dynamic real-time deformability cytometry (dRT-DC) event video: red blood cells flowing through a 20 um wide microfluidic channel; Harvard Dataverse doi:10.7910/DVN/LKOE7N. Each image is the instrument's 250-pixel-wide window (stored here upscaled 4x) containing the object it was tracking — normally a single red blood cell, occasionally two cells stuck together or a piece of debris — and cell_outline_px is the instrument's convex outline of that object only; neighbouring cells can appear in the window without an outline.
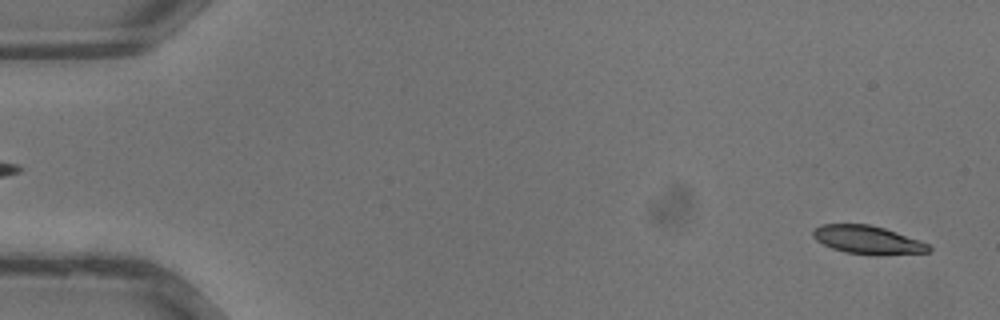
{"species": "common noctule bat (a hibernating species)", "species_latin": "Nyctalus noctula", "temperature_condition": "warm", "stored_images_in_passage": 35, "camera_frame_rate_fps": 3000, "um_per_image_px": 0.085, "animal": {"sex": "male", "body_mass_g": 13.3}, "frame": {"image": 1, "passage_image": 1, "time_ms": 0.0, "image_size_px": [1000, 320], "cell_outline_px": [[932, 248], [928, 252], [880, 256], [876, 256], [844, 252], [832, 248], [816, 240], [812, 236], [812, 228], [820, 224], [868, 224], [884, 228], [896, 232], [928, 244]], "centroid_in_image_um": [73.71, 20.4], "position_along_channel_um": 11.3, "area_um2": 19.25}}
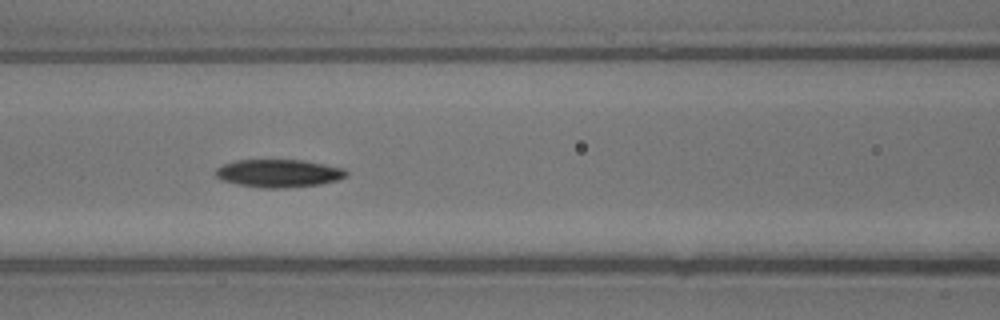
{"frame": {"image": 2, "passage_image": 15, "time_ms": 4.667, "image_size_px": [1000, 320], "cell_outline_px": [[348, 176], [336, 180], [320, 184], [284, 188], [260, 188], [220, 180], [216, 176], [216, 168], [224, 164], [236, 160], [304, 160], [344, 168], [348, 172]], "centroid_in_image_um": [23.7, 14.73], "position_along_channel_um": 142.9, "area_um2": 21.21}}
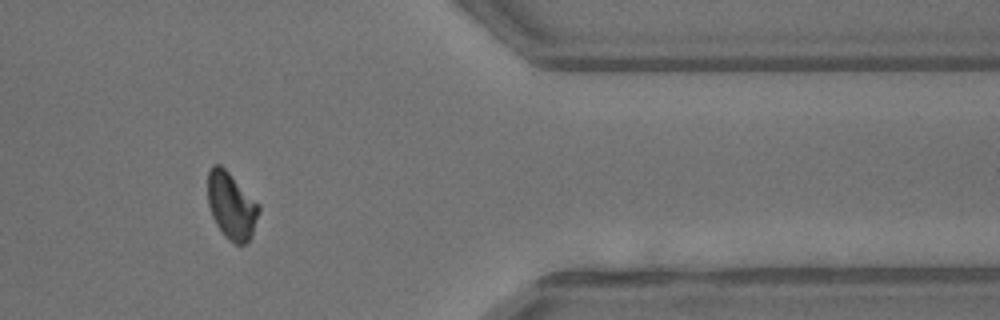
{"frame": {"image": 3, "passage_image": 29, "time_ms": 9.333, "image_size_px": [1000, 320], "cell_outline_px": [[260, 212], [252, 236], [248, 244], [236, 244], [228, 240], [224, 236], [216, 224], [212, 216], [208, 204], [208, 172], [212, 164], [220, 164], [260, 204]], "centroid_in_image_um": [19.69, 17.52], "position_along_channel_um": 391.7, "area_um2": 20.11}}